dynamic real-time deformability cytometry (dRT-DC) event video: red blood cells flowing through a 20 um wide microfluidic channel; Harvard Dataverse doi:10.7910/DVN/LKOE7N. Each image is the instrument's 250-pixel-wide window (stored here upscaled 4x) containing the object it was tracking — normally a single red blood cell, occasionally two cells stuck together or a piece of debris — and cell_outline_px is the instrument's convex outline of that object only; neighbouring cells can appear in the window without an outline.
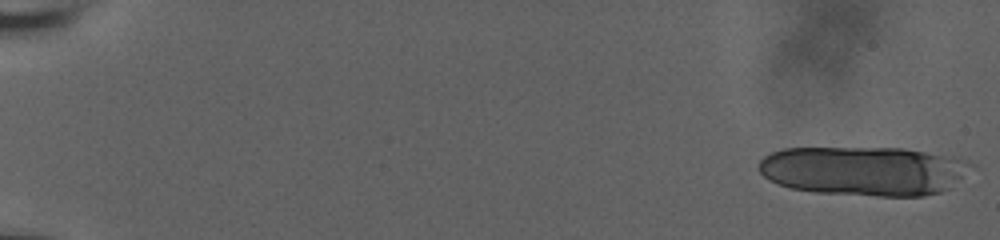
{"species": "human", "species_latin": "Homo sapiens", "temperature_condition": "room temperature", "stored_images_in_passage": 13, "camera_frame_rate_fps": 3000, "um_per_image_px": 0.085, "donor": {"sex": "male"}, "frame": {"image": 1, "passage_image": 1, "time_ms": 0.0, "image_size_px": [1000, 240], "cell_outline_px": [[976, 164], [948, 188], [940, 192], [924, 196], [876, 196], [816, 192], [792, 188], [776, 184], [768, 180], [760, 172], [756, 164], [764, 156], [772, 152], [784, 148], [904, 148], [968, 160]], "centroid_in_image_um": [73.39, 14.52], "position_along_channel_um": 11.6, "area_um2": 61.04}}